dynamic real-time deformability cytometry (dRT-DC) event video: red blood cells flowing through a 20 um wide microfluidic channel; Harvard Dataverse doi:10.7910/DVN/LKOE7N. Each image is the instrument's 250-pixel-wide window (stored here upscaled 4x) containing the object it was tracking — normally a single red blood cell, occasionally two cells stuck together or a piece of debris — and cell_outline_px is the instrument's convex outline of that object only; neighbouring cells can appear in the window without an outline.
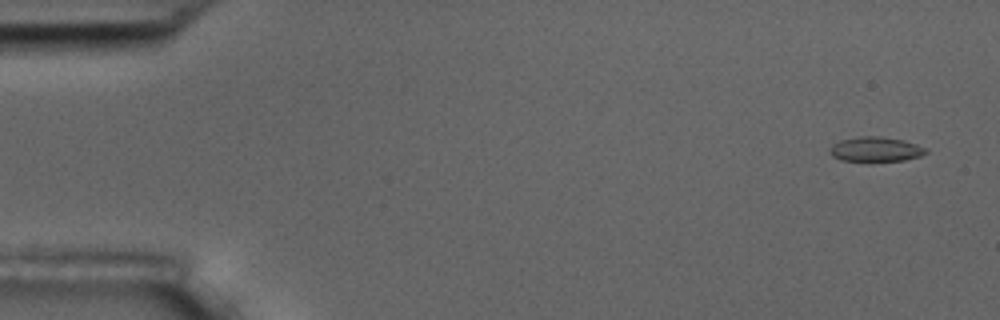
{"species": "common noctule bat (a hibernating species)", "species_latin": "Nyctalus noctula", "temperature_condition": "room temperature", "stored_images_in_passage": 4, "camera_frame_rate_fps": 3000, "um_per_image_px": 0.085, "animal": {"sex": "male", "body_mass_g": 17.5, "forearm_length_mm": 52.3}, "frame": {"image": 1, "passage_image": 1, "time_ms": 0.0, "image_size_px": [1000, 320], "cell_outline_px": [[928, 152], [920, 156], [904, 160], [840, 160], [832, 156], [828, 152], [828, 148], [832, 144], [840, 140], [860, 136], [880, 136], [904, 140], [928, 148]], "centroid_in_image_um": [74.41, 12.67], "position_along_channel_um": 10.6, "area_um2": 13.81}}